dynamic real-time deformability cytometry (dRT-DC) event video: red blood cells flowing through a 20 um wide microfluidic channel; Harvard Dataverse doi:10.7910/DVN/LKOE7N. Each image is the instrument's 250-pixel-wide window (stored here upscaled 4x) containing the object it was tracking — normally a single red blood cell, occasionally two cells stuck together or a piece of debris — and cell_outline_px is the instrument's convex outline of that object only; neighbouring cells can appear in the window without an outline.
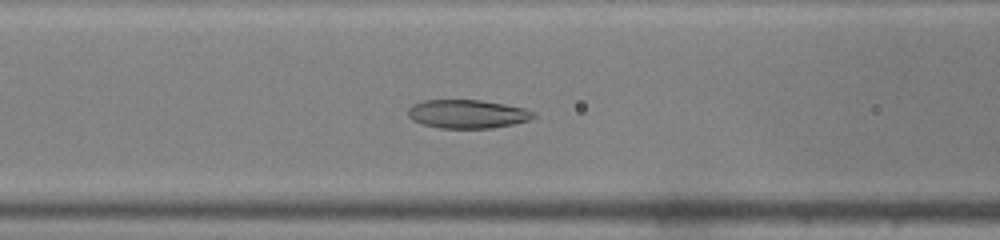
{"species": "common noctule bat (a hibernating species)", "species_latin": "Nyctalus noctula", "temperature_condition": "warm", "stored_images_in_passage": 36, "camera_frame_rate_fps": 3000, "um_per_image_px": 0.085, "animal": {"sex": "male", "body_mass_g": 19.0, "forearm_length_mm": 50.8}, "frame": {"image": 1, "passage_image": 7, "time_ms": 2.0, "image_size_px": [1000, 240], "cell_outline_px": [[536, 116], [528, 120], [512, 124], [492, 128], [440, 128], [420, 124], [412, 120], [408, 116], [408, 108], [412, 104], [424, 100], [480, 100], [504, 104], [524, 108], [536, 112]], "centroid_in_image_um": [39.7, 9.69], "position_along_channel_um": 126.9, "area_um2": 20.98}}
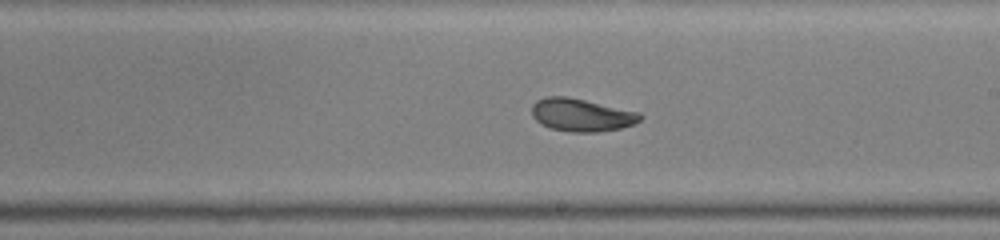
{"frame": {"image": 2, "passage_image": 15, "time_ms": 4.667, "image_size_px": [1000, 240], "cell_outline_px": [[644, 116], [640, 120], [632, 124], [620, 128], [596, 132], [572, 132], [552, 128], [540, 124], [532, 116], [532, 104], [536, 100], [544, 96], [568, 96], [640, 112]], "centroid_in_image_um": [49.41, 9.75], "position_along_channel_um": 239.6, "area_um2": 20.81}}
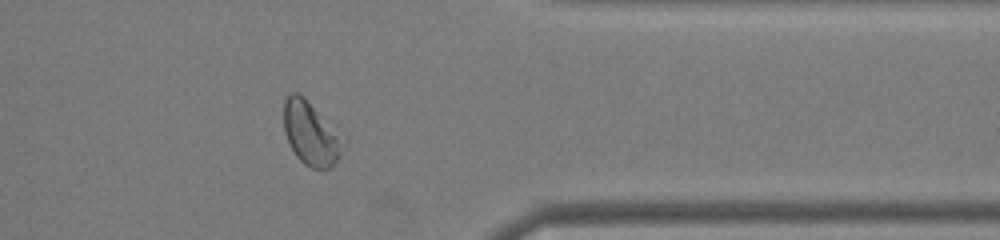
{"frame": {"image": 3, "passage_image": 26, "time_ms": 8.333, "image_size_px": [1000, 240], "cell_outline_px": [[336, 160], [332, 168], [312, 168], [304, 164], [296, 156], [284, 132], [284, 100], [292, 92], [296, 92], [304, 96], [336, 136]], "centroid_in_image_um": [26.23, 11.33], "position_along_channel_um": 385.2, "area_um2": 19.88}, "authors_computed_cell_mechanics": {"area_um2": 20.808, "velocity_mm_per_s": 4.2373, "shape_relaxation_time_tau1_ms": 5.3316, "shape_relaxation_time_tau2_ms": 2.0176, "deformation_change_tau1": 0.1638, "deformation_change_tau2": 0.0627}}